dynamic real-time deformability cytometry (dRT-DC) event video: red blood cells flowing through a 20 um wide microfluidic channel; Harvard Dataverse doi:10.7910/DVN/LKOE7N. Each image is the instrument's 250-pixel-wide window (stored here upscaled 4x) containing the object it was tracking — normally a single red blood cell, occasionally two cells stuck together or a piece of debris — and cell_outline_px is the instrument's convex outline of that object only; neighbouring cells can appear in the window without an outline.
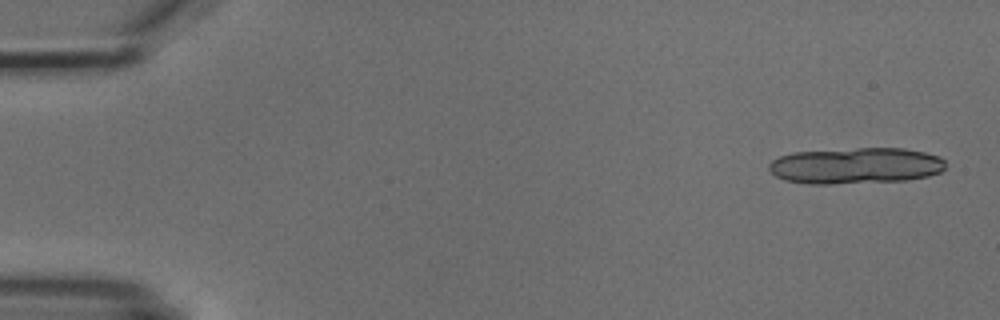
{"species": "common noctule bat (a hibernating species)", "species_latin": "Nyctalus noctula", "temperature_condition": "cold", "stored_images_in_passage": 6, "camera_frame_rate_fps": 3000, "um_per_image_px": 0.085, "animal": {"sex": "male", "body_mass_g": 18.8}, "frame": {"image": 1, "passage_image": 1, "time_ms": 0.0, "image_size_px": [1000, 320], "cell_outline_px": [[944, 168], [940, 172], [928, 176], [908, 180], [828, 184], [808, 184], [784, 180], [776, 176], [768, 168], [768, 164], [772, 160], [780, 156], [792, 152], [856, 148], [904, 148], [924, 152], [940, 156], [944, 160]], "centroid_in_image_um": [72.72, 14.08], "position_along_channel_um": 12.3, "area_um2": 37.4}}